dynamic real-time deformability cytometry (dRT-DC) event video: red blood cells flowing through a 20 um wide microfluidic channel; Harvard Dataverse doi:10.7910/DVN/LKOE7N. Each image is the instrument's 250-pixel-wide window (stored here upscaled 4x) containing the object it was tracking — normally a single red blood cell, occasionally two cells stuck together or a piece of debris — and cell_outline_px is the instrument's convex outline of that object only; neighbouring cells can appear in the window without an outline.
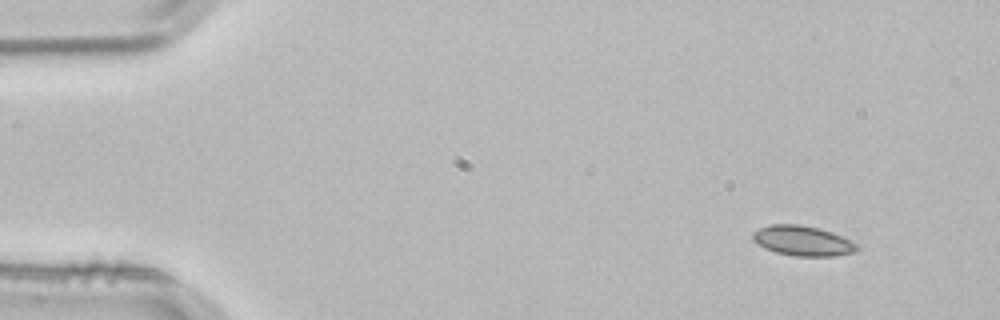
{"species": "common noctule bat (a hibernating species)", "species_latin": "Nyctalus noctula", "temperature_condition": "room temperature", "stored_images_in_passage": 3, "camera_frame_rate_fps": 3000, "um_per_image_px": 0.085, "animal": {"sex": "male", "body_mass_g": 21.5, "forearm_length_mm": 52.0}, "frame": {"image": 1, "passage_image": 3, "time_ms": 0.667, "image_size_px": [1000, 320], "cell_outline_px": [[860, 248], [856, 252], [836, 256], [792, 256], [776, 252], [764, 248], [752, 240], [752, 232], [768, 224], [800, 224], [820, 228], [832, 232], [856, 244]], "centroid_in_image_um": [68.2, 20.47], "position_along_channel_um": 16.8, "area_um2": 18.38}}